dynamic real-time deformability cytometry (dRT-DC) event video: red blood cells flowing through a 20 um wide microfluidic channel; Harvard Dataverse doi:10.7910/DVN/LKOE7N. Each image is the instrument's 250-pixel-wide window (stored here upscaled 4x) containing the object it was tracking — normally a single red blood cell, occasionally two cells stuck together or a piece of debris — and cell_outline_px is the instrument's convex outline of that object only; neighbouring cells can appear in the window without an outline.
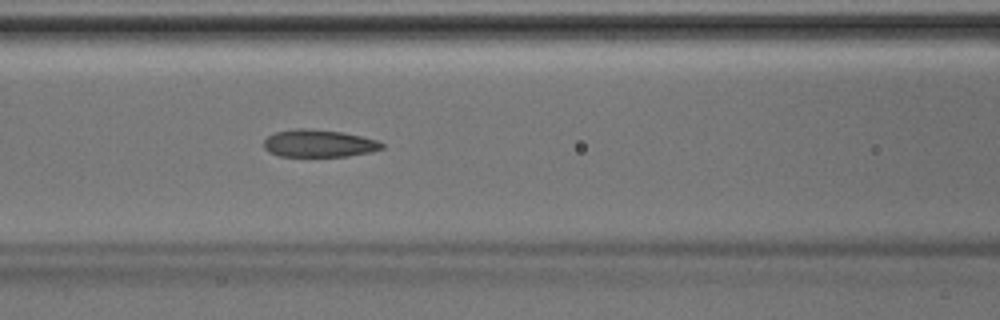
{"species": "Egyptian fruit bat (a non-hibernating species)", "species_latin": "Rousettus aegyptiacus", "temperature_condition": "room temperature", "stored_images_in_passage": 46, "camera_frame_rate_fps": 3000, "um_per_image_px": 0.085, "animal": {"sex": "male"}, "frame": {"image": 1, "passage_image": 19, "time_ms": 6.0, "image_size_px": [1000, 320], "cell_outline_px": [[384, 148], [372, 152], [348, 156], [280, 156], [268, 152], [264, 148], [264, 140], [268, 136], [276, 132], [296, 128], [304, 128], [340, 132], [360, 136], [376, 140], [384, 144]], "centroid_in_image_um": [27.09, 12.2], "position_along_channel_um": 139.5, "area_um2": 18.79}}
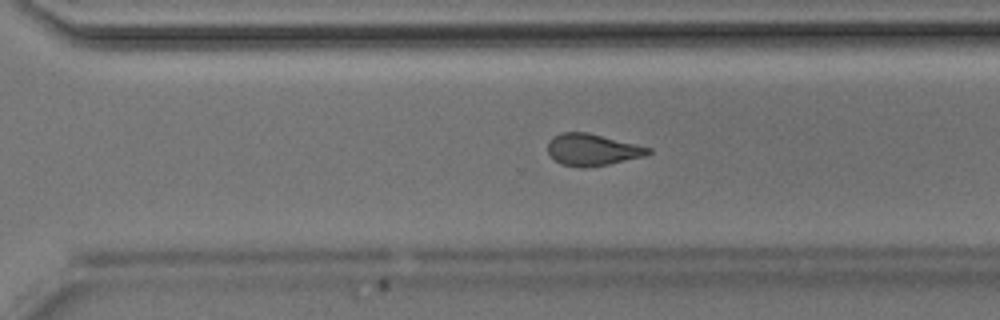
{"frame": {"image": 2, "passage_image": 31, "time_ms": 10.0, "image_size_px": [1000, 320], "cell_outline_px": [[652, 152], [648, 156], [608, 164], [584, 168], [580, 168], [560, 164], [548, 152], [548, 140], [552, 136], [560, 132], [588, 132], [652, 148]], "centroid_in_image_um": [50.36, 12.72], "position_along_channel_um": 320.2, "area_um2": 18.84}}
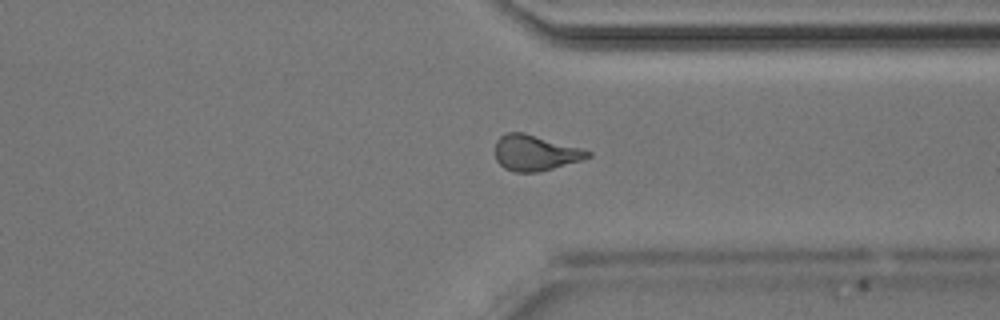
{"frame": {"image": 3, "passage_image": 34, "time_ms": 11.0, "image_size_px": [1000, 320], "cell_outline_px": [[592, 156], [580, 160], [552, 168], [536, 172], [516, 172], [504, 168], [496, 160], [496, 140], [500, 136], [508, 132], [524, 132], [580, 148], [592, 152]], "centroid_in_image_um": [45.46, 12.98], "position_along_channel_um": 365.9, "area_um2": 18.96}}